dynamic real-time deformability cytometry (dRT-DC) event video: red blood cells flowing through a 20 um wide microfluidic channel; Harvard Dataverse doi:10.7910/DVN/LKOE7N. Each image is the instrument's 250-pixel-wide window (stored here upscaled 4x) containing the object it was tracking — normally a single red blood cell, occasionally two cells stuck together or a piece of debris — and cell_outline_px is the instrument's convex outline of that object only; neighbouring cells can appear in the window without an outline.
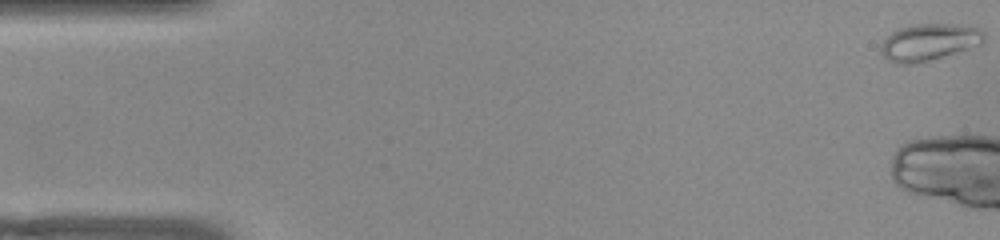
{"species": "common noctule bat (a hibernating species)", "species_latin": "Nyctalus noctula", "temperature_condition": "warm", "stored_images_in_passage": 4, "camera_frame_rate_fps": 3000, "um_per_image_px": 0.085, "animal": {"sex": "female", "body_mass_g": 22.0, "forearm_length_mm": 56.7}, "frame": {"image": 1, "passage_image": 1, "time_ms": 0.0, "image_size_px": [1000, 240], "cell_outline_px": [[984, 40], [980, 44], [916, 64], [896, 64], [888, 60], [880, 52], [880, 44], [892, 32], [900, 28], [916, 24], [964, 24], [980, 28], [984, 32]], "centroid_in_image_um": [78.95, 3.57], "position_along_channel_um": 6.1, "area_um2": 22.02}}